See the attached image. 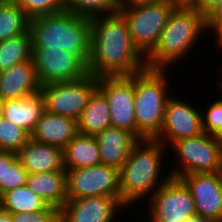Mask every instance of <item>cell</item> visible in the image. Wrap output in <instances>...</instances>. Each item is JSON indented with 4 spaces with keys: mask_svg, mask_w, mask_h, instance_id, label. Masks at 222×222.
Segmentation results:
<instances>
[{
    "mask_svg": "<svg viewBox=\"0 0 222 222\" xmlns=\"http://www.w3.org/2000/svg\"><path fill=\"white\" fill-rule=\"evenodd\" d=\"M88 72L96 77L130 76L146 69V58L134 46L129 26L119 11L90 23Z\"/></svg>",
    "mask_w": 222,
    "mask_h": 222,
    "instance_id": "cell-1",
    "label": "cell"
},
{
    "mask_svg": "<svg viewBox=\"0 0 222 222\" xmlns=\"http://www.w3.org/2000/svg\"><path fill=\"white\" fill-rule=\"evenodd\" d=\"M165 147L167 146L157 140L143 139L131 149L126 162L119 169L120 202L124 206H131L134 201H140L146 196L149 198L172 177L168 173L164 180L159 182V179L162 180L160 165L163 163Z\"/></svg>",
    "mask_w": 222,
    "mask_h": 222,
    "instance_id": "cell-2",
    "label": "cell"
},
{
    "mask_svg": "<svg viewBox=\"0 0 222 222\" xmlns=\"http://www.w3.org/2000/svg\"><path fill=\"white\" fill-rule=\"evenodd\" d=\"M90 18L63 10L28 20L32 47L63 49L86 64L90 56Z\"/></svg>",
    "mask_w": 222,
    "mask_h": 222,
    "instance_id": "cell-3",
    "label": "cell"
},
{
    "mask_svg": "<svg viewBox=\"0 0 222 222\" xmlns=\"http://www.w3.org/2000/svg\"><path fill=\"white\" fill-rule=\"evenodd\" d=\"M204 31L205 15L180 1L170 13L157 46L146 57V67L167 70L172 63H179Z\"/></svg>",
    "mask_w": 222,
    "mask_h": 222,
    "instance_id": "cell-4",
    "label": "cell"
},
{
    "mask_svg": "<svg viewBox=\"0 0 222 222\" xmlns=\"http://www.w3.org/2000/svg\"><path fill=\"white\" fill-rule=\"evenodd\" d=\"M165 72L166 69L146 68L134 73L135 120L140 140L154 139L162 129L166 102L171 95L166 90L169 85Z\"/></svg>",
    "mask_w": 222,
    "mask_h": 222,
    "instance_id": "cell-5",
    "label": "cell"
},
{
    "mask_svg": "<svg viewBox=\"0 0 222 222\" xmlns=\"http://www.w3.org/2000/svg\"><path fill=\"white\" fill-rule=\"evenodd\" d=\"M181 0H150L120 4L134 46L146 58L157 46L173 8Z\"/></svg>",
    "mask_w": 222,
    "mask_h": 222,
    "instance_id": "cell-6",
    "label": "cell"
},
{
    "mask_svg": "<svg viewBox=\"0 0 222 222\" xmlns=\"http://www.w3.org/2000/svg\"><path fill=\"white\" fill-rule=\"evenodd\" d=\"M171 146L179 157V167L169 170L172 177L222 172V139L204 132L181 139Z\"/></svg>",
    "mask_w": 222,
    "mask_h": 222,
    "instance_id": "cell-7",
    "label": "cell"
},
{
    "mask_svg": "<svg viewBox=\"0 0 222 222\" xmlns=\"http://www.w3.org/2000/svg\"><path fill=\"white\" fill-rule=\"evenodd\" d=\"M97 89L98 77L89 73L76 81L41 86L40 92L44 98L45 111L78 121Z\"/></svg>",
    "mask_w": 222,
    "mask_h": 222,
    "instance_id": "cell-8",
    "label": "cell"
},
{
    "mask_svg": "<svg viewBox=\"0 0 222 222\" xmlns=\"http://www.w3.org/2000/svg\"><path fill=\"white\" fill-rule=\"evenodd\" d=\"M148 203L150 221L186 222L197 215L190 190L180 178L171 177Z\"/></svg>",
    "mask_w": 222,
    "mask_h": 222,
    "instance_id": "cell-9",
    "label": "cell"
},
{
    "mask_svg": "<svg viewBox=\"0 0 222 222\" xmlns=\"http://www.w3.org/2000/svg\"><path fill=\"white\" fill-rule=\"evenodd\" d=\"M119 180V169L101 163L87 168L66 170L67 200L109 196L120 201Z\"/></svg>",
    "mask_w": 222,
    "mask_h": 222,
    "instance_id": "cell-10",
    "label": "cell"
},
{
    "mask_svg": "<svg viewBox=\"0 0 222 222\" xmlns=\"http://www.w3.org/2000/svg\"><path fill=\"white\" fill-rule=\"evenodd\" d=\"M31 59L41 86L76 81L89 74L87 64L78 55L63 49L32 47Z\"/></svg>",
    "mask_w": 222,
    "mask_h": 222,
    "instance_id": "cell-11",
    "label": "cell"
},
{
    "mask_svg": "<svg viewBox=\"0 0 222 222\" xmlns=\"http://www.w3.org/2000/svg\"><path fill=\"white\" fill-rule=\"evenodd\" d=\"M98 90L108 102L111 126L128 130L137 136L134 74L98 77Z\"/></svg>",
    "mask_w": 222,
    "mask_h": 222,
    "instance_id": "cell-12",
    "label": "cell"
},
{
    "mask_svg": "<svg viewBox=\"0 0 222 222\" xmlns=\"http://www.w3.org/2000/svg\"><path fill=\"white\" fill-rule=\"evenodd\" d=\"M201 109L194 108L191 101L188 103L171 95L165 106L163 126L160 133L154 138L164 146H170L181 139L196 137L204 133L202 126Z\"/></svg>",
    "mask_w": 222,
    "mask_h": 222,
    "instance_id": "cell-13",
    "label": "cell"
},
{
    "mask_svg": "<svg viewBox=\"0 0 222 222\" xmlns=\"http://www.w3.org/2000/svg\"><path fill=\"white\" fill-rule=\"evenodd\" d=\"M190 190L197 216L222 221V172L180 177Z\"/></svg>",
    "mask_w": 222,
    "mask_h": 222,
    "instance_id": "cell-14",
    "label": "cell"
},
{
    "mask_svg": "<svg viewBox=\"0 0 222 222\" xmlns=\"http://www.w3.org/2000/svg\"><path fill=\"white\" fill-rule=\"evenodd\" d=\"M123 207L117 198L109 196L66 200L60 209V222H112Z\"/></svg>",
    "mask_w": 222,
    "mask_h": 222,
    "instance_id": "cell-15",
    "label": "cell"
},
{
    "mask_svg": "<svg viewBox=\"0 0 222 222\" xmlns=\"http://www.w3.org/2000/svg\"><path fill=\"white\" fill-rule=\"evenodd\" d=\"M41 84L32 59L0 72V98L4 101L39 93Z\"/></svg>",
    "mask_w": 222,
    "mask_h": 222,
    "instance_id": "cell-16",
    "label": "cell"
},
{
    "mask_svg": "<svg viewBox=\"0 0 222 222\" xmlns=\"http://www.w3.org/2000/svg\"><path fill=\"white\" fill-rule=\"evenodd\" d=\"M17 159L30 173L66 172L63 148L30 139L17 153Z\"/></svg>",
    "mask_w": 222,
    "mask_h": 222,
    "instance_id": "cell-17",
    "label": "cell"
},
{
    "mask_svg": "<svg viewBox=\"0 0 222 222\" xmlns=\"http://www.w3.org/2000/svg\"><path fill=\"white\" fill-rule=\"evenodd\" d=\"M101 164L120 169L126 162L131 149L140 141L132 132L108 127L96 135Z\"/></svg>",
    "mask_w": 222,
    "mask_h": 222,
    "instance_id": "cell-18",
    "label": "cell"
},
{
    "mask_svg": "<svg viewBox=\"0 0 222 222\" xmlns=\"http://www.w3.org/2000/svg\"><path fill=\"white\" fill-rule=\"evenodd\" d=\"M77 134L76 120L44 111L31 133V139L64 148Z\"/></svg>",
    "mask_w": 222,
    "mask_h": 222,
    "instance_id": "cell-19",
    "label": "cell"
},
{
    "mask_svg": "<svg viewBox=\"0 0 222 222\" xmlns=\"http://www.w3.org/2000/svg\"><path fill=\"white\" fill-rule=\"evenodd\" d=\"M26 185L48 206L60 210L67 200L66 172L30 173Z\"/></svg>",
    "mask_w": 222,
    "mask_h": 222,
    "instance_id": "cell-20",
    "label": "cell"
},
{
    "mask_svg": "<svg viewBox=\"0 0 222 222\" xmlns=\"http://www.w3.org/2000/svg\"><path fill=\"white\" fill-rule=\"evenodd\" d=\"M44 111V98L39 92L24 98L4 101L3 117L31 134Z\"/></svg>",
    "mask_w": 222,
    "mask_h": 222,
    "instance_id": "cell-21",
    "label": "cell"
},
{
    "mask_svg": "<svg viewBox=\"0 0 222 222\" xmlns=\"http://www.w3.org/2000/svg\"><path fill=\"white\" fill-rule=\"evenodd\" d=\"M65 170L91 167L101 163L96 136L78 133L64 148Z\"/></svg>",
    "mask_w": 222,
    "mask_h": 222,
    "instance_id": "cell-22",
    "label": "cell"
},
{
    "mask_svg": "<svg viewBox=\"0 0 222 222\" xmlns=\"http://www.w3.org/2000/svg\"><path fill=\"white\" fill-rule=\"evenodd\" d=\"M78 133L96 136L111 127L110 111L105 96L97 89L77 121Z\"/></svg>",
    "mask_w": 222,
    "mask_h": 222,
    "instance_id": "cell-23",
    "label": "cell"
},
{
    "mask_svg": "<svg viewBox=\"0 0 222 222\" xmlns=\"http://www.w3.org/2000/svg\"><path fill=\"white\" fill-rule=\"evenodd\" d=\"M0 205L11 214L46 210L49 206L27 185L12 189L1 196Z\"/></svg>",
    "mask_w": 222,
    "mask_h": 222,
    "instance_id": "cell-24",
    "label": "cell"
},
{
    "mask_svg": "<svg viewBox=\"0 0 222 222\" xmlns=\"http://www.w3.org/2000/svg\"><path fill=\"white\" fill-rule=\"evenodd\" d=\"M28 18L13 0H0V41H5L28 30Z\"/></svg>",
    "mask_w": 222,
    "mask_h": 222,
    "instance_id": "cell-25",
    "label": "cell"
},
{
    "mask_svg": "<svg viewBox=\"0 0 222 222\" xmlns=\"http://www.w3.org/2000/svg\"><path fill=\"white\" fill-rule=\"evenodd\" d=\"M31 53L29 30L19 36L0 41V72L13 65L31 60Z\"/></svg>",
    "mask_w": 222,
    "mask_h": 222,
    "instance_id": "cell-26",
    "label": "cell"
},
{
    "mask_svg": "<svg viewBox=\"0 0 222 222\" xmlns=\"http://www.w3.org/2000/svg\"><path fill=\"white\" fill-rule=\"evenodd\" d=\"M119 0H64V10L85 18L119 12Z\"/></svg>",
    "mask_w": 222,
    "mask_h": 222,
    "instance_id": "cell-27",
    "label": "cell"
},
{
    "mask_svg": "<svg viewBox=\"0 0 222 222\" xmlns=\"http://www.w3.org/2000/svg\"><path fill=\"white\" fill-rule=\"evenodd\" d=\"M30 139L31 134L25 129L0 118V151L17 153Z\"/></svg>",
    "mask_w": 222,
    "mask_h": 222,
    "instance_id": "cell-28",
    "label": "cell"
},
{
    "mask_svg": "<svg viewBox=\"0 0 222 222\" xmlns=\"http://www.w3.org/2000/svg\"><path fill=\"white\" fill-rule=\"evenodd\" d=\"M28 19L55 14L64 10V0H13Z\"/></svg>",
    "mask_w": 222,
    "mask_h": 222,
    "instance_id": "cell-29",
    "label": "cell"
},
{
    "mask_svg": "<svg viewBox=\"0 0 222 222\" xmlns=\"http://www.w3.org/2000/svg\"><path fill=\"white\" fill-rule=\"evenodd\" d=\"M201 113L204 132L222 139V99H217Z\"/></svg>",
    "mask_w": 222,
    "mask_h": 222,
    "instance_id": "cell-30",
    "label": "cell"
},
{
    "mask_svg": "<svg viewBox=\"0 0 222 222\" xmlns=\"http://www.w3.org/2000/svg\"><path fill=\"white\" fill-rule=\"evenodd\" d=\"M28 172L16 159L12 164H5L4 194L26 184Z\"/></svg>",
    "mask_w": 222,
    "mask_h": 222,
    "instance_id": "cell-31",
    "label": "cell"
},
{
    "mask_svg": "<svg viewBox=\"0 0 222 222\" xmlns=\"http://www.w3.org/2000/svg\"><path fill=\"white\" fill-rule=\"evenodd\" d=\"M13 222H60V210L49 206L46 210L12 214Z\"/></svg>",
    "mask_w": 222,
    "mask_h": 222,
    "instance_id": "cell-32",
    "label": "cell"
},
{
    "mask_svg": "<svg viewBox=\"0 0 222 222\" xmlns=\"http://www.w3.org/2000/svg\"><path fill=\"white\" fill-rule=\"evenodd\" d=\"M206 31L214 30L217 44L222 43V0H219L214 7L205 15ZM218 39V40H217Z\"/></svg>",
    "mask_w": 222,
    "mask_h": 222,
    "instance_id": "cell-33",
    "label": "cell"
},
{
    "mask_svg": "<svg viewBox=\"0 0 222 222\" xmlns=\"http://www.w3.org/2000/svg\"><path fill=\"white\" fill-rule=\"evenodd\" d=\"M16 159V153L9 151H0V196L4 194L5 164H12Z\"/></svg>",
    "mask_w": 222,
    "mask_h": 222,
    "instance_id": "cell-34",
    "label": "cell"
},
{
    "mask_svg": "<svg viewBox=\"0 0 222 222\" xmlns=\"http://www.w3.org/2000/svg\"><path fill=\"white\" fill-rule=\"evenodd\" d=\"M185 5L206 15L219 0H181Z\"/></svg>",
    "mask_w": 222,
    "mask_h": 222,
    "instance_id": "cell-35",
    "label": "cell"
},
{
    "mask_svg": "<svg viewBox=\"0 0 222 222\" xmlns=\"http://www.w3.org/2000/svg\"><path fill=\"white\" fill-rule=\"evenodd\" d=\"M0 222H13L12 214L0 205Z\"/></svg>",
    "mask_w": 222,
    "mask_h": 222,
    "instance_id": "cell-36",
    "label": "cell"
},
{
    "mask_svg": "<svg viewBox=\"0 0 222 222\" xmlns=\"http://www.w3.org/2000/svg\"><path fill=\"white\" fill-rule=\"evenodd\" d=\"M189 222H214V221L209 218L196 215L192 217L191 219H189Z\"/></svg>",
    "mask_w": 222,
    "mask_h": 222,
    "instance_id": "cell-37",
    "label": "cell"
},
{
    "mask_svg": "<svg viewBox=\"0 0 222 222\" xmlns=\"http://www.w3.org/2000/svg\"><path fill=\"white\" fill-rule=\"evenodd\" d=\"M4 114V100L0 98V118L3 117Z\"/></svg>",
    "mask_w": 222,
    "mask_h": 222,
    "instance_id": "cell-38",
    "label": "cell"
},
{
    "mask_svg": "<svg viewBox=\"0 0 222 222\" xmlns=\"http://www.w3.org/2000/svg\"><path fill=\"white\" fill-rule=\"evenodd\" d=\"M137 1H150V0H119L120 4L122 3H133Z\"/></svg>",
    "mask_w": 222,
    "mask_h": 222,
    "instance_id": "cell-39",
    "label": "cell"
}]
</instances>
